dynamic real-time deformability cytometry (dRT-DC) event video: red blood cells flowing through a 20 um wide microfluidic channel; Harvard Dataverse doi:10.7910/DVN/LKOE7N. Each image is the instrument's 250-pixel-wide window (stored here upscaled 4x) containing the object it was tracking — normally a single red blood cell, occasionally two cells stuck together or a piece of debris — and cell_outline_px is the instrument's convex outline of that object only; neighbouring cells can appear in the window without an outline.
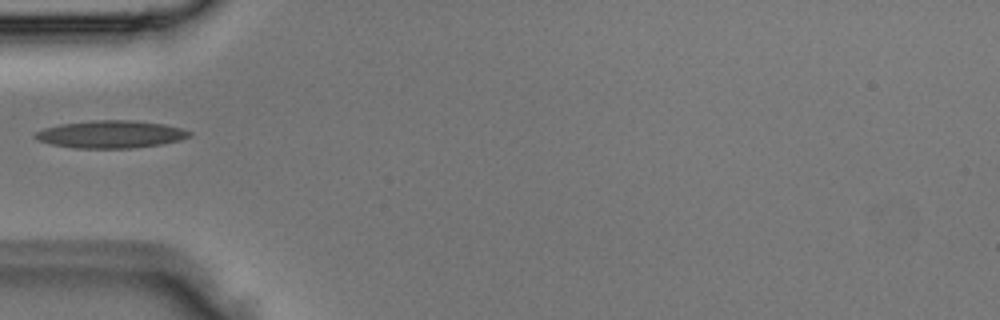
{"species": "Egyptian fruit bat (a non-hibernating species)", "species_latin": "Rousettus aegyptiacus", "temperature_condition": "room temperature", "stored_images_in_passage": 4, "camera_frame_rate_fps": 3000, "um_per_image_px": 0.085, "animal": {"sex": "male"}, "frame": {"image": 1, "passage_image": 4, "time_ms": 1.0, "image_size_px": [1000, 320], "cell_outline_px": [[192, 136], [180, 140], [160, 144], [132, 148], [72, 148], [52, 144], [36, 140], [32, 136], [36, 132], [44, 128], [60, 124], [92, 120], [132, 120], [164, 124], [180, 128], [192, 132]], "centroid_in_image_um": [9.39, 11.41], "position_along_channel_um": 75.6, "area_um2": 24.8}}